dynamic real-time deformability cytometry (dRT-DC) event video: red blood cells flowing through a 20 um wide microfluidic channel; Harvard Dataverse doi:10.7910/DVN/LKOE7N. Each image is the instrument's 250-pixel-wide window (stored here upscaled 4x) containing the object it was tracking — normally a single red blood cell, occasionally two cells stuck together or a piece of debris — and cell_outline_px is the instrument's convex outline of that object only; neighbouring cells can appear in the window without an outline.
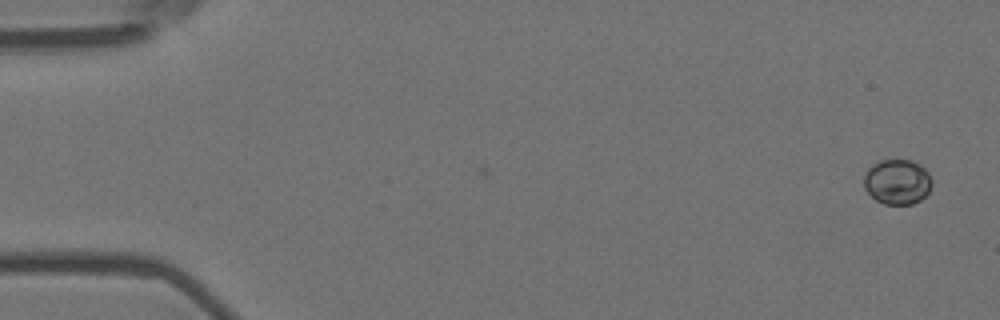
{"species": "Egyptian fruit bat (a non-hibernating species)", "species_latin": "Rousettus aegyptiacus", "temperature_condition": "room temperature", "stored_images_in_passage": 3, "camera_frame_rate_fps": 3000, "um_per_image_px": 0.085, "animal": {"sex": "female"}, "frame": {"image": 1, "passage_image": 1, "time_ms": 0.0, "image_size_px": [1000, 320], "cell_outline_px": [[932, 184], [928, 192], [920, 200], [912, 204], [884, 204], [876, 200], [864, 188], [864, 176], [868, 168], [872, 164], [880, 160], [908, 160], [920, 164], [928, 172], [932, 180]], "centroid_in_image_um": [76.27, 15.45], "position_along_channel_um": 8.7, "area_um2": 17.86}}